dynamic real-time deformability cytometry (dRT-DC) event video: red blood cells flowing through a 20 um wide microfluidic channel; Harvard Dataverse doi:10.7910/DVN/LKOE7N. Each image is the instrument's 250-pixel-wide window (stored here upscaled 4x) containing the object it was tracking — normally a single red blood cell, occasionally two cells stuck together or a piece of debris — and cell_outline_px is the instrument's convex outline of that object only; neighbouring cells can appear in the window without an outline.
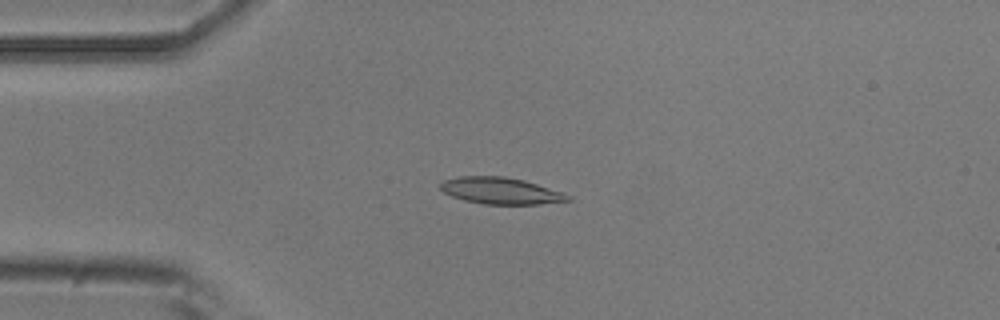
{"species": "common noctule bat (a hibernating species)", "species_latin": "Nyctalus noctula", "temperature_condition": "room temperature", "stored_images_in_passage": 39, "camera_frame_rate_fps": 3000, "um_per_image_px": 0.085, "animal": {"sex": "male", "body_mass_g": 20.5, "forearm_length_mm": 52.5}, "frame": {"image": 1, "passage_image": 4, "time_ms": 1.0, "image_size_px": [1000, 320], "cell_outline_px": [[572, 200], [540, 204], [484, 204], [464, 200], [452, 196], [444, 192], [440, 188], [440, 184], [444, 180], [460, 176], [504, 176], [524, 180], [564, 192], [572, 196]], "centroid_in_image_um": [42.6, 16.21], "position_along_channel_um": 42.4, "area_um2": 19.83}}
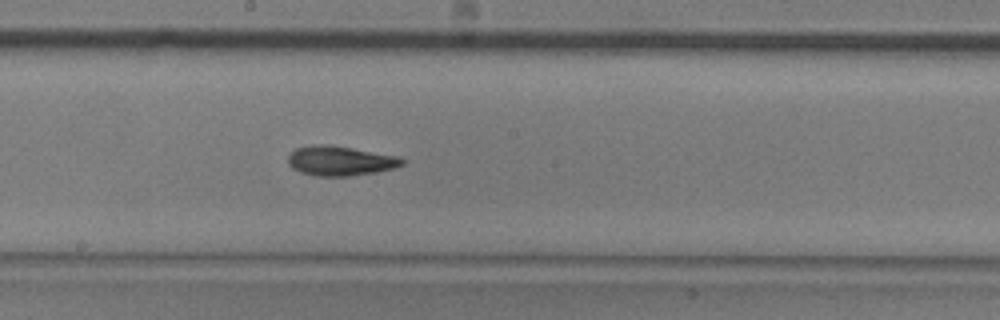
{"frame": {"image": 2, "passage_image": 19, "time_ms": 6.0, "image_size_px": [1000, 320], "cell_outline_px": [[408, 160], [404, 164], [396, 168], [376, 172], [348, 176], [316, 176], [300, 172], [292, 168], [288, 164], [288, 156], [296, 148], [312, 144], [328, 144], [400, 156]], "centroid_in_image_um": [28.96, 13.67], "position_along_channel_um": 219.2, "area_um2": 20.0}}
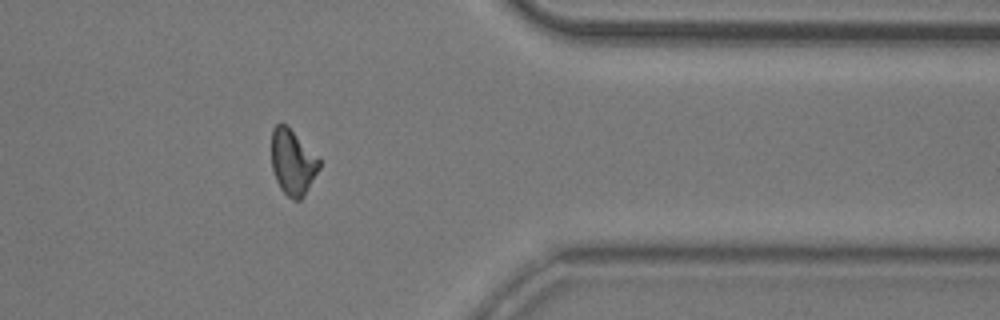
{"frame": {"image": 3, "passage_image": 33, "time_ms": 10.667, "image_size_px": [1000, 320], "cell_outline_px": [[320, 168], [304, 196], [300, 200], [292, 200], [280, 188], [276, 180], [272, 168], [272, 128], [280, 120], [288, 124], [320, 160]], "centroid_in_image_um": [24.87, 13.75], "position_along_channel_um": 386.5, "area_um2": 18.44}}